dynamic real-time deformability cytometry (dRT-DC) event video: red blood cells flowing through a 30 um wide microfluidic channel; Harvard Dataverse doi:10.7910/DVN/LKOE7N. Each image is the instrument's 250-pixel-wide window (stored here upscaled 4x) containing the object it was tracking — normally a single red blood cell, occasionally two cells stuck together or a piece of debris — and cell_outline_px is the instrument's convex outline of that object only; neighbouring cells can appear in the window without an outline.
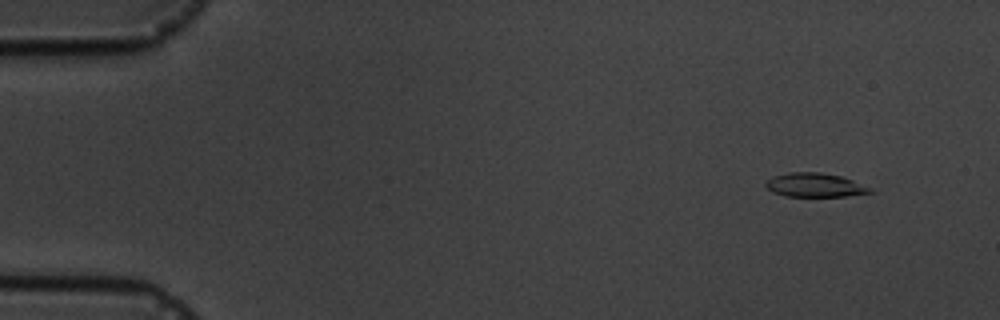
{"species": "common noctule bat (a hibernating species)", "species_latin": "Nyctalus noctula", "temperature_condition": "cold", "stored_images_in_passage": 9, "camera_frame_rate_fps": 3000, "um_per_image_px": 0.085, "animal": {"sex": "male", "body_mass_g": 19.5, "forearm_length_mm": 54.6}, "frame": {"image": 1, "passage_image": 2, "time_ms": 1.0, "image_size_px": [1000, 320], "cell_outline_px": [[876, 192], [844, 196], [784, 196], [772, 192], [764, 184], [772, 176], [788, 172], [820, 172], [840, 176], [852, 180]], "centroid_in_image_um": [69.21, 15.73], "position_along_channel_um": 15.8, "area_um2": 14.39}}
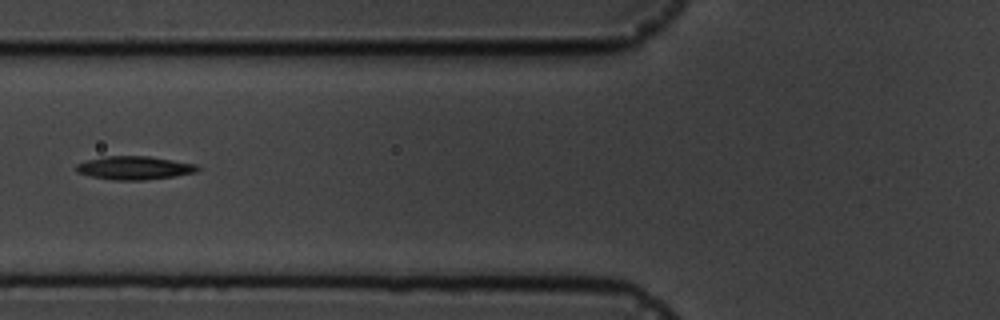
{"frame": {"image": 2, "passage_image": 6, "time_ms": 6.667, "image_size_px": [1000, 320], "cell_outline_px": [[200, 168], [196, 172], [176, 176], [144, 180], [112, 180], [88, 176], [76, 172], [76, 164], [88, 160], [104, 156], [148, 156], [196, 164]], "centroid_in_image_um": [11.4, 14.28], "position_along_channel_um": 114.4, "area_um2": 16.59}}
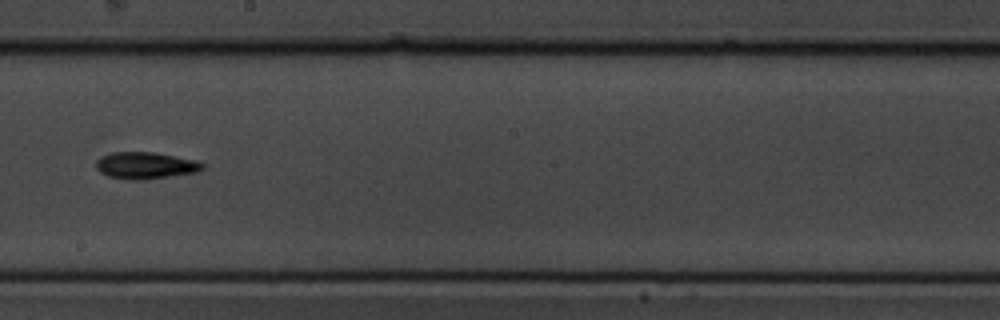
{"frame": {"image": 3, "passage_image": 9, "time_ms": 10.0, "image_size_px": [1000, 320], "cell_outline_px": [[204, 168], [200, 172], [144, 180], [128, 180], [108, 176], [100, 172], [96, 168], [96, 160], [100, 156], [112, 152], [152, 152], [196, 160], [204, 164]], "centroid_in_image_um": [12.36, 14.07], "position_along_channel_um": 235.8, "area_um2": 16.82}}